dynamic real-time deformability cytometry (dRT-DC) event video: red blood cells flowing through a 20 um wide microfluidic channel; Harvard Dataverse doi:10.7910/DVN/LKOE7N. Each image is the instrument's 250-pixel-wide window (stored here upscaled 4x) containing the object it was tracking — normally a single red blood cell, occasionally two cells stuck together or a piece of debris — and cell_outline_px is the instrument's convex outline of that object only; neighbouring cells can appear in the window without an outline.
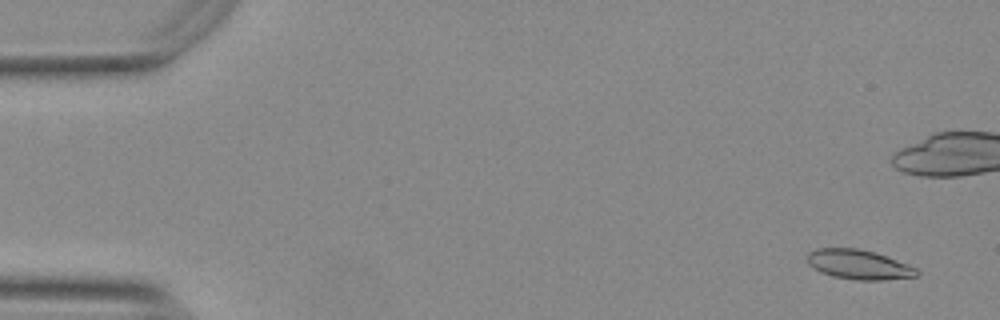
{"species": "Egyptian fruit bat (a non-hibernating species)", "species_latin": "Rousettus aegyptiacus", "temperature_condition": "warm", "stored_images_in_passage": 14, "camera_frame_rate_fps": 3000, "um_per_image_px": 0.085, "animal": {"sex": "female"}, "frame": {"image": 1, "passage_image": 3, "time_ms": 0.667, "image_size_px": [1000, 320], "cell_outline_px": [[920, 272], [916, 276], [884, 280], [860, 280], [832, 276], [820, 272], [812, 268], [808, 264], [808, 252], [816, 248], [856, 248], [876, 252], [916, 268]], "centroid_in_image_um": [72.96, 22.48], "position_along_channel_um": 12.0, "area_um2": 18.84}}